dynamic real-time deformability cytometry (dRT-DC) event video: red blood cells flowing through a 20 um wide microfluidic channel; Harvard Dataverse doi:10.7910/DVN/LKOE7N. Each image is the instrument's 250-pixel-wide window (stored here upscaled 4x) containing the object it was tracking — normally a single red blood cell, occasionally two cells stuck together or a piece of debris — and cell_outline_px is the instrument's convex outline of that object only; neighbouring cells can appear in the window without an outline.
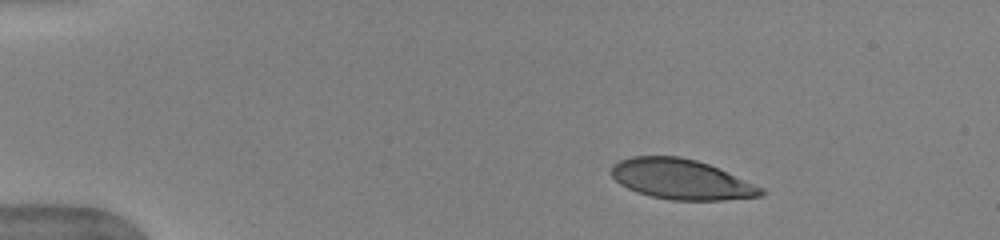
{"species": "human", "species_latin": "Homo sapiens", "temperature_condition": "warm", "stored_images_in_passage": 39, "camera_frame_rate_fps": 3000, "um_per_image_px": 0.085, "donor": {"sex": "female"}, "frame": {"image": 1, "passage_image": 1, "time_ms": 0.0, "image_size_px": [1000, 240], "cell_outline_px": [[764, 196], [724, 200], [672, 200], [652, 196], [636, 192], [620, 184], [612, 176], [612, 164], [620, 160], [632, 156], [680, 156], [696, 160], [708, 164], [764, 188]], "centroid_in_image_um": [57.91, 15.24], "position_along_channel_um": 27.1, "area_um2": 34.85}}
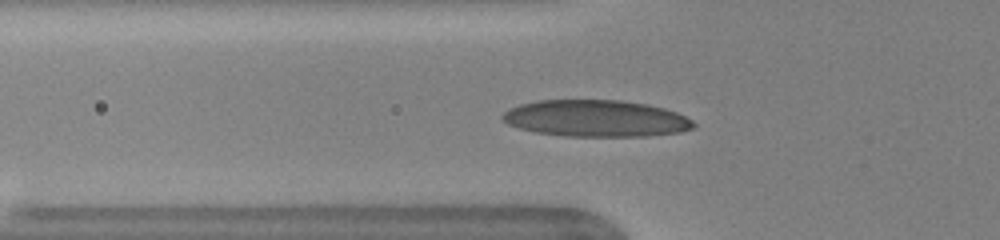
{"frame": {"image": 2, "passage_image": 11, "time_ms": 3.333, "image_size_px": [1000, 240], "cell_outline_px": [[696, 128], [680, 132], [648, 136], [564, 136], [536, 132], [520, 128], [508, 124], [500, 116], [504, 112], [520, 104], [540, 100], [620, 100], [648, 104], [664, 108], [676, 112], [692, 120], [696, 124]], "centroid_in_image_um": [50.69, 10.07], "position_along_channel_um": 75.1, "area_um2": 40.86}}
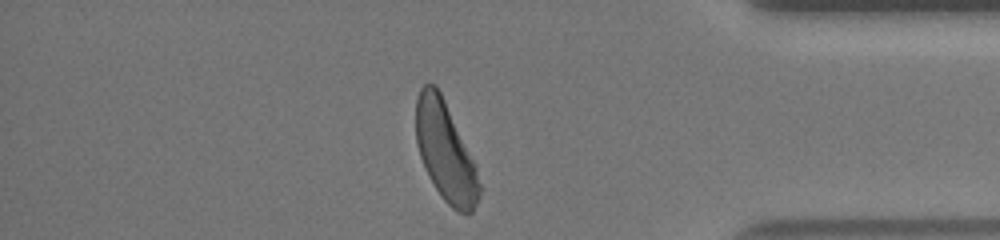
{"frame": {"image": 3, "passage_image": 37, "time_ms": 12.0, "image_size_px": [1000, 240], "cell_outline_px": [[484, 188], [472, 212], [456, 212], [444, 200], [428, 176], [420, 156], [416, 144], [416, 100], [420, 88], [424, 84], [436, 84], [476, 164]], "centroid_in_image_um": [37.89, 12.92], "position_along_channel_um": 397.3, "area_um2": 36.88}, "authors_computed_cell_mechanics": {"area_um2": 37.8012, "velocity_mm_per_s": 3.9518, "shape_relaxation_time_tau1_ms": 3.0455, "shape_relaxation_time_tau2_ms": null, "deformation_change_tau1": 0.1648, "deformation_change_tau2": null}}